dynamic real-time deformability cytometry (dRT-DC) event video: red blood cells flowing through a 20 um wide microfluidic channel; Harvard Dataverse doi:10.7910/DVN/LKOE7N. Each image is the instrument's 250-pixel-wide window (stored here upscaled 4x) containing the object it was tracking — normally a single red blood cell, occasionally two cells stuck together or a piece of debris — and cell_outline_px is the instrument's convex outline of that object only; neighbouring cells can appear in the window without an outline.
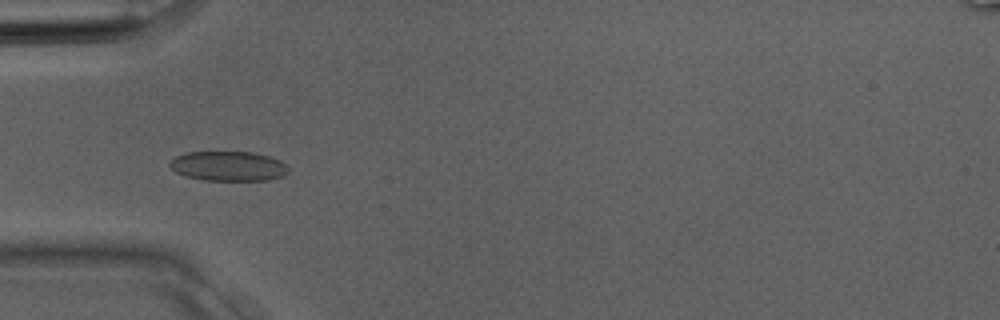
{"species": "Egyptian fruit bat (a non-hibernating species)", "species_latin": "Rousettus aegyptiacus", "temperature_condition": "room temperature", "stored_images_in_passage": 2, "camera_frame_rate_fps": 3000, "um_per_image_px": 0.085, "animal": {"sex": "male"}, "frame": {"image": 1, "passage_image": 2, "time_ms": 0.333, "image_size_px": [1000, 320], "cell_outline_px": [[288, 172], [284, 176], [268, 180], [204, 180], [184, 176], [176, 172], [168, 164], [176, 156], [188, 152], [252, 152], [268, 156], [280, 160], [288, 164]], "centroid_in_image_um": [19.44, 14.12], "position_along_channel_um": 65.6, "area_um2": 20.58}}